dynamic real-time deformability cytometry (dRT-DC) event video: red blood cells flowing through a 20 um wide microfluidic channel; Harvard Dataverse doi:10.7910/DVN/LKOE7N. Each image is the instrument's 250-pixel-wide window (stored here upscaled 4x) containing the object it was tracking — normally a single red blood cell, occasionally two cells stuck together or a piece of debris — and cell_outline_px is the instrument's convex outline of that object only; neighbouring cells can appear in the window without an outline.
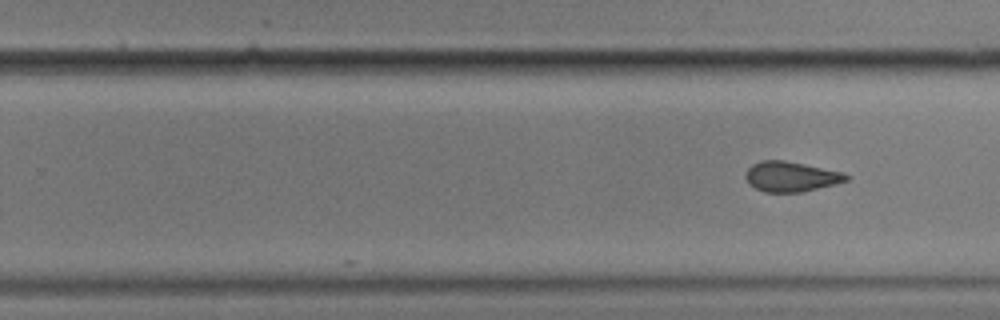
{"species": "common noctule bat (a hibernating species)", "species_latin": "Nyctalus noctula", "temperature_condition": "cold", "stored_images_in_passage": 27, "camera_frame_rate_fps": 3000, "um_per_image_px": 0.085, "animal": {"sex": "male", "body_mass_g": 17.9}, "frame": {"image": 1, "passage_image": 27, "time_ms": 8.667, "image_size_px": [1000, 320], "cell_outline_px": [[848, 180], [836, 184], [800, 192], [764, 192], [748, 184], [744, 176], [748, 168], [752, 164], [760, 160], [784, 160], [804, 164], [840, 172], [848, 176]], "centroid_in_image_um": [67.17, 15.01], "position_along_channel_um": 262.6, "area_um2": 17.51}}